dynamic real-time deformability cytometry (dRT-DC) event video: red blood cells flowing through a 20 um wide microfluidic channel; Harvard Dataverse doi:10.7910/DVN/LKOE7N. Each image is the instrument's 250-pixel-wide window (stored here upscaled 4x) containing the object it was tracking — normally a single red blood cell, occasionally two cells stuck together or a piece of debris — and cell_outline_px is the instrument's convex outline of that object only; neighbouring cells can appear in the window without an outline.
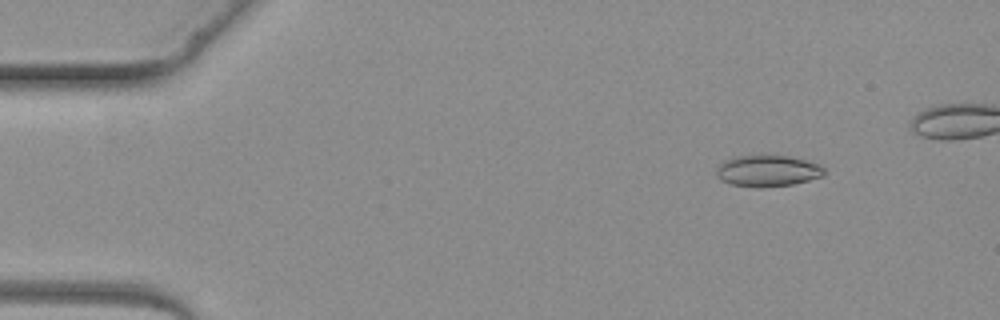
{"species": "common noctule bat (a hibernating species)", "species_latin": "Nyctalus noctula", "temperature_condition": "warm", "stored_images_in_passage": 4, "camera_frame_rate_fps": 3000, "um_per_image_px": 0.085, "animal": {"sex": "female", "body_mass_g": 19.3, "forearm_length_mm": 54.1}, "frame": {"image": 1, "passage_image": 2, "time_ms": 1.333, "image_size_px": [1000, 320], "cell_outline_px": [[824, 176], [792, 184], [760, 188], [756, 188], [732, 184], [720, 180], [716, 176], [716, 168], [720, 164], [732, 156], [764, 152], [768, 152], [788, 156], [804, 160], [816, 164], [824, 168]], "centroid_in_image_um": [65.18, 14.48], "position_along_channel_um": 19.8, "area_um2": 20.4}}